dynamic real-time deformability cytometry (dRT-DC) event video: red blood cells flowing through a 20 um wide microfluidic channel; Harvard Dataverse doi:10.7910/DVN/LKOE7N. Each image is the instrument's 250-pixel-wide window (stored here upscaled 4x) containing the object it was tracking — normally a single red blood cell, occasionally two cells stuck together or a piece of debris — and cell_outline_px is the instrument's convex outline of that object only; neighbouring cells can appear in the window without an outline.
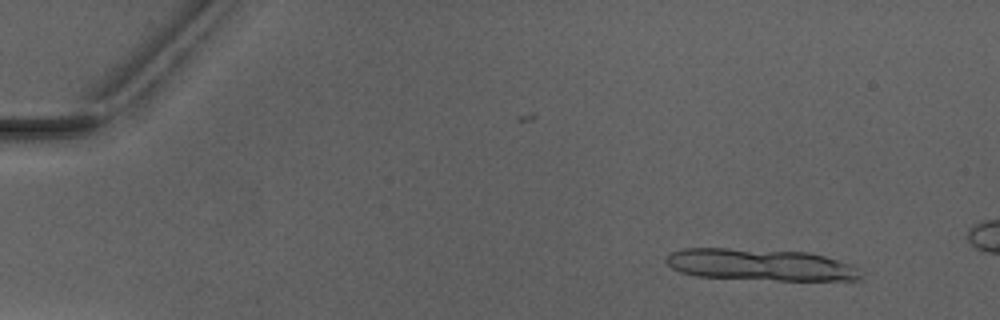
{"species": "Egyptian fruit bat (a non-hibernating species)", "species_latin": "Rousettus aegyptiacus", "temperature_condition": "warm", "stored_images_in_passage": 4, "camera_frame_rate_fps": 3000, "um_per_image_px": 0.085, "animal": {"sex": "male"}, "frame": {"image": 1, "passage_image": 1, "time_ms": 0.0, "image_size_px": [1000, 320], "cell_outline_px": [[864, 280], [776, 280], [696, 276], [680, 272], [672, 268], [664, 260], [672, 252], [684, 248], [728, 248], [808, 252], [824, 256], [852, 264], [864, 276]], "centroid_in_image_um": [64.66, 22.5], "position_along_channel_um": 20.3, "area_um2": 36.07}}